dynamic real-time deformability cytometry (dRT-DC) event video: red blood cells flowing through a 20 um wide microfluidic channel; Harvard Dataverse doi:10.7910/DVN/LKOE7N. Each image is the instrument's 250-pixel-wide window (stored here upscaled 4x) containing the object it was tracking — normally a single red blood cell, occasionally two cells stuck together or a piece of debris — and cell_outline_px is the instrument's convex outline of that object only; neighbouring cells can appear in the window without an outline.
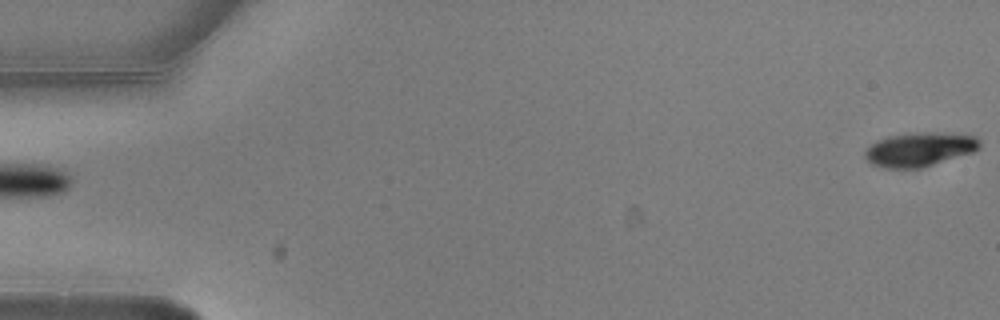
{"species": "common noctule bat (a hibernating species)", "species_latin": "Nyctalus noctula", "temperature_condition": "warm", "stored_images_in_passage": 3, "segment_of_instrument_passage": [2, 2], "camera_frame_rate_fps": 3000, "um_per_image_px": 0.085, "animal": {"sex": "male", "body_mass_g": 20.5, "forearm_length_mm": 52.5}, "frame": {"image": 1, "passage_image": 3, "time_ms": 0.667, "image_size_px": [1000, 320], "cell_outline_px": [[980, 148], [972, 152], [920, 168], [888, 168], [872, 164], [864, 156], [864, 152], [876, 140], [888, 136], [916, 132], [936, 132], [976, 136], [980, 140]], "centroid_in_image_um": [78.16, 12.68], "position_along_channel_um": 6.8, "area_um2": 22.54}}